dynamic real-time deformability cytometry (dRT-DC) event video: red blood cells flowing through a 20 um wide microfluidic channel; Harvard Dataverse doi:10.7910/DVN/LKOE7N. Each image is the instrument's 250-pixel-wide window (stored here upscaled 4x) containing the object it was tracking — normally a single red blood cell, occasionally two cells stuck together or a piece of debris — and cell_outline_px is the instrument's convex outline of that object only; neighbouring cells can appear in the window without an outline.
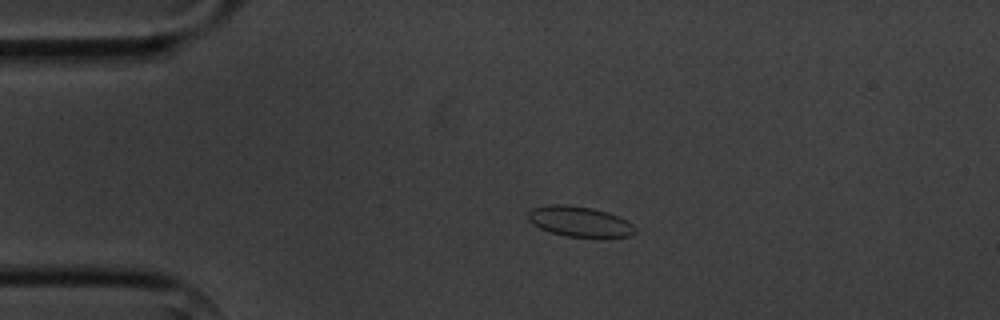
{"species": "common noctule bat (a hibernating species)", "species_latin": "Nyctalus noctula", "temperature_condition": "cold", "stored_images_in_passage": 3, "camera_frame_rate_fps": 3000, "um_per_image_px": 0.085, "animal": {"sex": "male", "body_mass_g": 20.1, "forearm_length_mm": 53.5}, "frame": {"image": 1, "passage_image": 2, "time_ms": 1.0, "image_size_px": [1000, 320], "cell_outline_px": [[636, 232], [628, 236], [568, 236], [552, 232], [540, 228], [532, 224], [528, 220], [528, 212], [532, 208], [552, 204], [564, 204], [592, 208], [608, 212], [620, 216], [628, 220], [636, 228]], "centroid_in_image_um": [49.26, 18.8], "position_along_channel_um": 35.7, "area_um2": 18.73}}